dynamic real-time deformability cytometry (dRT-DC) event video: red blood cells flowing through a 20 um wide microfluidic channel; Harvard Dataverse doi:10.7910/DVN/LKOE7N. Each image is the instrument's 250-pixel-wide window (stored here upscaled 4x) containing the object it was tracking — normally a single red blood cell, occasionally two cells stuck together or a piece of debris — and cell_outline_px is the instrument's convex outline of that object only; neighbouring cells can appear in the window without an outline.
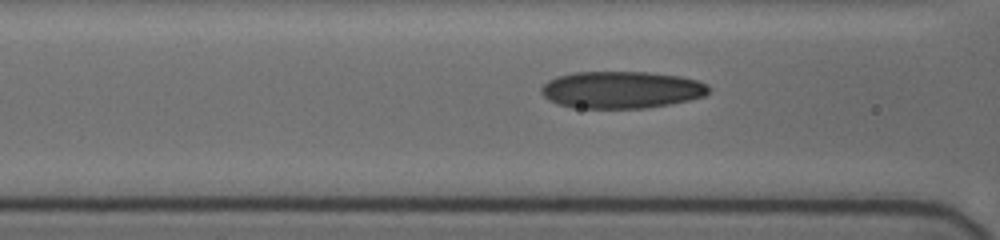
{"species": "human", "species_latin": "Homo sapiens", "temperature_condition": "cold", "stored_images_in_passage": 27, "camera_frame_rate_fps": 3000, "um_per_image_px": 0.085, "donor": {"sex": "female"}, "frame": {"image": 1, "passage_image": 24, "time_ms": 7.667, "image_size_px": [1000, 240], "cell_outline_px": [[708, 92], [704, 96], [688, 100], [668, 104], [644, 108], [572, 108], [556, 104], [548, 100], [540, 92], [540, 88], [548, 80], [556, 76], [572, 72], [648, 72], [680, 76], [696, 80], [708, 84]], "centroid_in_image_um": [52.76, 7.63], "position_along_channel_um": 113.8, "area_um2": 36.36}}